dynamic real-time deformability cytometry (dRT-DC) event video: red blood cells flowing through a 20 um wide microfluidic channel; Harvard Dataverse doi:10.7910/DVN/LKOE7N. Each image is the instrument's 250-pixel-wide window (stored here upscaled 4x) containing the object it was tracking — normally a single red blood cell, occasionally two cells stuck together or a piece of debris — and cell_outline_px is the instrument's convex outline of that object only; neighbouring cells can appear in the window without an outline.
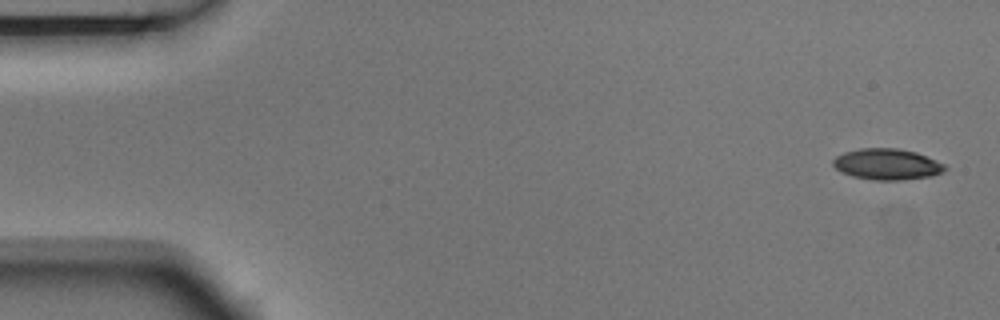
{"species": "Egyptian fruit bat (a non-hibernating species)", "species_latin": "Rousettus aegyptiacus", "temperature_condition": "room temperature", "stored_images_in_passage": 4, "camera_frame_rate_fps": 3000, "um_per_image_px": 0.085, "animal": {"sex": "male"}, "frame": {"image": 1, "passage_image": 1, "time_ms": 0.0, "image_size_px": [1000, 320], "cell_outline_px": [[948, 168], [944, 172], [932, 176], [900, 180], [872, 180], [852, 176], [840, 172], [832, 164], [832, 160], [836, 156], [844, 152], [860, 148], [896, 148], [916, 152], [944, 164]], "centroid_in_image_um": [75.38, 13.96], "position_along_channel_um": 9.6, "area_um2": 20.35}}
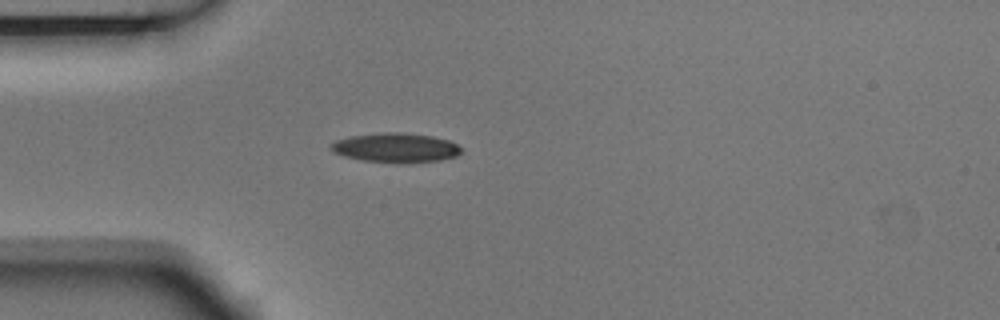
{"frame": {"image": 2, "passage_image": 4, "time_ms": 1.0, "image_size_px": [1000, 320], "cell_outline_px": [[460, 152], [456, 156], [440, 160], [360, 160], [344, 156], [332, 152], [328, 148], [328, 144], [336, 140], [352, 136], [380, 132], [400, 132], [432, 136], [448, 140], [456, 144], [460, 148]], "centroid_in_image_um": [33.54, 12.5], "position_along_channel_um": 51.5, "area_um2": 21.44}}